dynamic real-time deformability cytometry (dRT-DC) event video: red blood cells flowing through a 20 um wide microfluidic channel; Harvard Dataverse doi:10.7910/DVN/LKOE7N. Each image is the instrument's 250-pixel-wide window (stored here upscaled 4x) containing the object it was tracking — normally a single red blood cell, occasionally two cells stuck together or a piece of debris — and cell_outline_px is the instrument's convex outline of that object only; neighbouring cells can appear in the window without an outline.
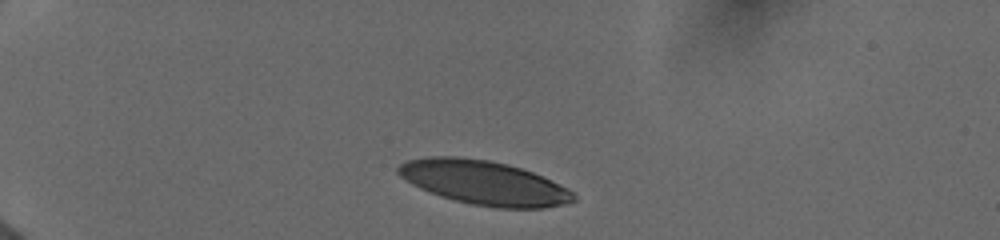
{"species": "human", "species_latin": "Homo sapiens", "temperature_condition": "cold", "stored_images_in_passage": 30, "camera_frame_rate_fps": 3000, "um_per_image_px": 0.085, "donor": {"sex": "female"}, "frame": {"image": 1, "passage_image": 1, "time_ms": 0.0, "image_size_px": [1000, 240], "cell_outline_px": [[576, 200], [564, 204], [544, 208], [496, 208], [472, 204], [440, 196], [420, 188], [404, 180], [396, 172], [396, 168], [400, 164], [408, 160], [428, 156], [456, 156], [488, 160], [508, 164], [532, 172], [568, 188], [576, 196]], "centroid_in_image_um": [41.12, 15.52], "position_along_channel_um": 43.9, "area_um2": 45.03}}
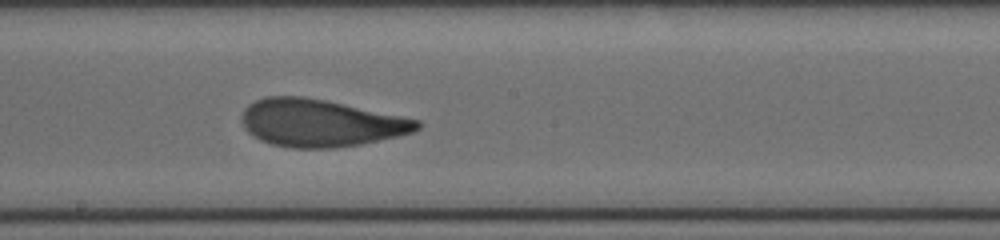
{"frame": {"image": 2, "passage_image": 16, "time_ms": 6.0, "image_size_px": [1000, 240], "cell_outline_px": [[424, 124], [416, 132], [360, 144], [332, 148], [292, 148], [272, 144], [260, 140], [252, 136], [244, 128], [240, 120], [240, 116], [244, 108], [248, 104], [256, 100], [268, 96], [304, 96], [324, 100], [420, 120]], "centroid_in_image_um": [27.2, 10.45], "position_along_channel_um": 221.0, "area_um2": 48.49}}
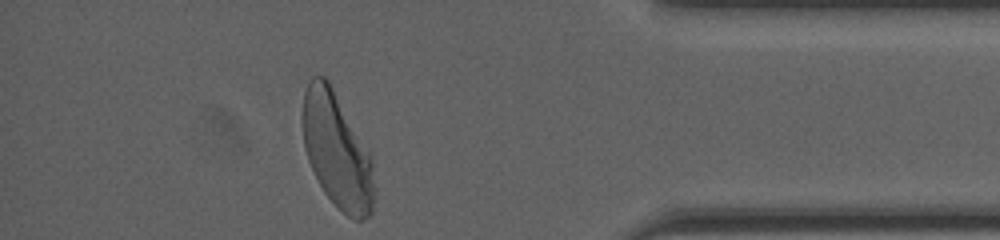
{"frame": {"image": 3, "passage_image": 30, "time_ms": 11.333, "image_size_px": [1000, 240], "cell_outline_px": [[372, 212], [368, 216], [360, 220], [352, 220], [324, 192], [308, 160], [304, 148], [304, 92], [308, 80], [312, 76], [324, 76], [328, 80], [368, 152], [372, 160]], "centroid_in_image_um": [28.61, 12.8], "position_along_channel_um": 406.6, "area_um2": 46.36}, "authors_computed_cell_mechanics": {"area_um2": 47.7717, "velocity_mm_per_s": 3.9428, "shape_relaxation_time_tau1_ms": 5.0994, "shape_relaxation_time_tau2_ms": 1.2201, "deformation_change_tau1": 0.2272, "deformation_change_tau2": 0.0884}}